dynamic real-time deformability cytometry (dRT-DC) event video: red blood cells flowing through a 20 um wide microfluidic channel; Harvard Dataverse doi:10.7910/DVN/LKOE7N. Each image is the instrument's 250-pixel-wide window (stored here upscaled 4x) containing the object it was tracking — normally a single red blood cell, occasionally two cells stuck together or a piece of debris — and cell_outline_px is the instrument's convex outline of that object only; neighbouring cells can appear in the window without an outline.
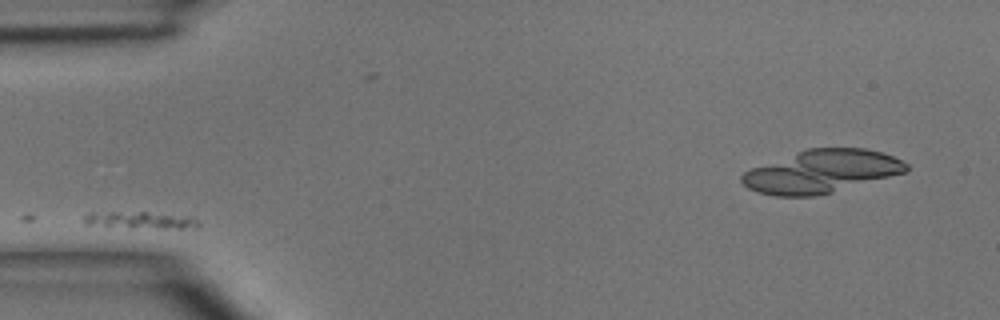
{"species": "common noctule bat (a hibernating species)", "species_latin": "Nyctalus noctula", "temperature_condition": "room temperature", "stored_images_in_passage": 6, "camera_frame_rate_fps": 3000, "um_per_image_px": 0.085, "animal": {"sex": "male", "body_mass_g": 15.6}, "frame": {"image": 1, "passage_image": 2, "time_ms": 1.0, "image_size_px": [1000, 320], "cell_outline_px": [[200, 224], [196, 228], [160, 228], [88, 224], [80, 216], [88, 212], [148, 212], [188, 216], [196, 220]], "centroid_in_image_um": [11.93, 18.69], "position_along_channel_um": 73.1, "area_um2": 10.98}}